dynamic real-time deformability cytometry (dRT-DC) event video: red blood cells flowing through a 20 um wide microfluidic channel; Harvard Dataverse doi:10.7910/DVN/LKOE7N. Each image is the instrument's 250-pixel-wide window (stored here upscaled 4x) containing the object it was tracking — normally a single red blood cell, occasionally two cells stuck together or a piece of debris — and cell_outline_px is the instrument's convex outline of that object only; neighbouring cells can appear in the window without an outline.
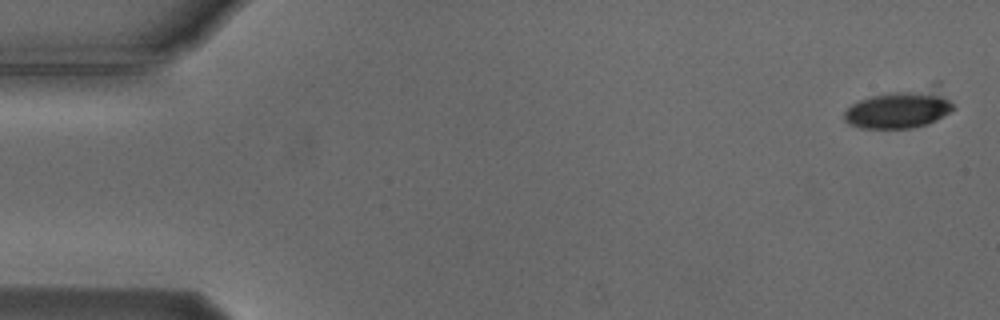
{"species": "Egyptian fruit bat (a non-hibernating species)", "species_latin": "Rousettus aegyptiacus", "temperature_condition": "cold", "stored_images_in_passage": 16, "camera_frame_rate_fps": 3000, "um_per_image_px": 0.085, "animal": {"sex": "male"}, "frame": {"image": 1, "passage_image": 1, "time_ms": 0.0, "image_size_px": [1000, 320], "cell_outline_px": [[956, 108], [936, 120], [928, 124], [912, 128], [860, 128], [848, 124], [844, 120], [844, 112], [852, 104], [860, 100], [872, 96], [892, 92], [932, 92], [948, 100]], "centroid_in_image_um": [76.3, 9.38], "position_along_channel_um": 8.7, "area_um2": 22.72}}
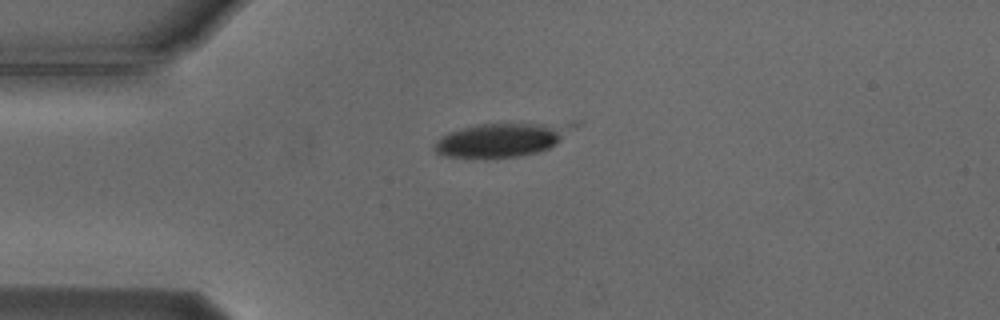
{"frame": {"image": 2, "passage_image": 13, "time_ms": 4.0, "image_size_px": [1000, 320], "cell_outline_px": [[580, 124], [556, 144], [548, 148], [536, 152], [520, 156], [448, 156], [436, 152], [432, 148], [436, 140], [440, 136], [448, 132], [476, 124], [572, 120], [580, 120]], "centroid_in_image_um": [42.82, 11.77], "position_along_channel_um": 42.2, "area_um2": 27.98}}